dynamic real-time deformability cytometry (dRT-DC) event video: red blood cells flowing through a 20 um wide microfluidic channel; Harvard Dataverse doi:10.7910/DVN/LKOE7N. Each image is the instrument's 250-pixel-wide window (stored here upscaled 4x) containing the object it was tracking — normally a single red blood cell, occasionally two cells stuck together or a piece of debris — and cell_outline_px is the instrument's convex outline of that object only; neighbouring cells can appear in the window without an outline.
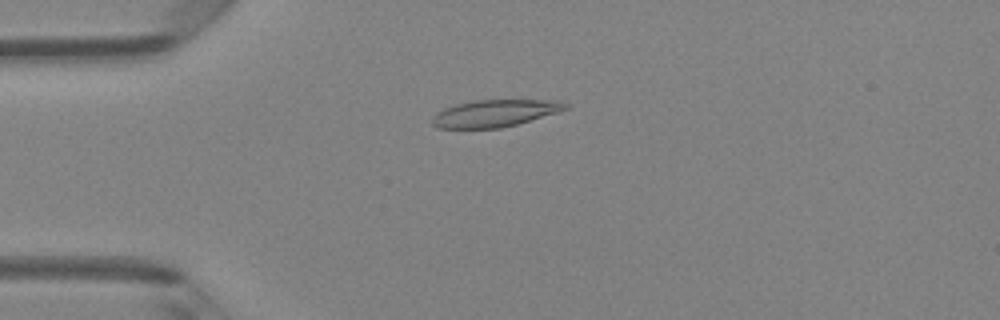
{"species": "Egyptian fruit bat (a non-hibernating species)", "species_latin": "Rousettus aegyptiacus", "temperature_condition": "room temperature", "stored_images_in_passage": 4, "camera_frame_rate_fps": 3000, "um_per_image_px": 0.085, "animal": {"sex": "female"}, "frame": {"image": 1, "passage_image": 4, "time_ms": 1.0, "image_size_px": [1000, 320], "cell_outline_px": [[568, 108], [556, 112], [516, 124], [500, 128], [436, 128], [432, 124], [432, 116], [444, 108], [456, 104], [472, 100], [560, 100], [568, 104]], "centroid_in_image_um": [42.02, 9.62], "position_along_channel_um": 43.0, "area_um2": 20.87}}